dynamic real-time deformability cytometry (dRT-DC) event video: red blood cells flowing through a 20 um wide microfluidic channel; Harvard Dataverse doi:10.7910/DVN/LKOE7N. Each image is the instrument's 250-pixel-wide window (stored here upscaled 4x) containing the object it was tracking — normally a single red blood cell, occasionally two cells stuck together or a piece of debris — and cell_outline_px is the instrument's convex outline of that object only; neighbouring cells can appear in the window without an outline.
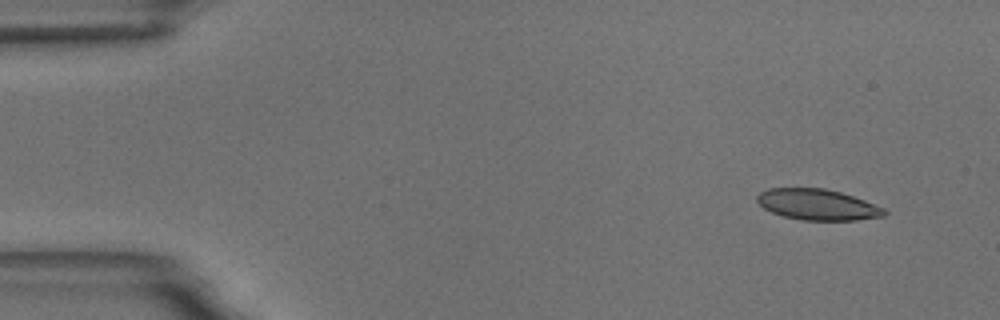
{"species": "common noctule bat (a hibernating species)", "species_latin": "Nyctalus noctula", "temperature_condition": "room temperature", "stored_images_in_passage": 54, "camera_frame_rate_fps": 3000, "um_per_image_px": 0.085, "animal": {"sex": "male", "body_mass_g": 18.8}, "frame": {"image": 1, "passage_image": 1, "time_ms": 0.0, "image_size_px": [1000, 320], "cell_outline_px": [[888, 212], [884, 216], [856, 220], [800, 220], [784, 216], [772, 212], [764, 208], [756, 200], [756, 196], [760, 192], [768, 188], [824, 188], [840, 192], [864, 200], [884, 208]], "centroid_in_image_um": [69.48, 17.39], "position_along_channel_um": 15.5, "area_um2": 22.83}}
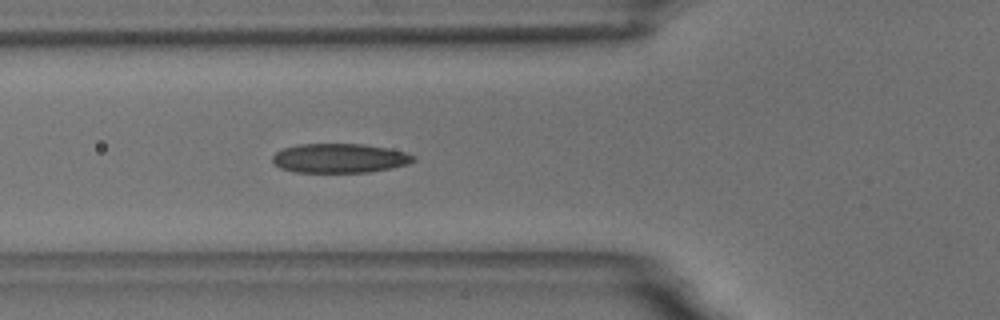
{"frame": {"image": 2, "passage_image": 17, "time_ms": 5.333, "image_size_px": [1000, 320], "cell_outline_px": [[416, 160], [408, 164], [392, 168], [368, 172], [296, 172], [280, 168], [272, 164], [272, 156], [276, 152], [284, 148], [300, 144], [364, 144], [388, 148], [404, 152], [416, 156]], "centroid_in_image_um": [28.86, 13.45], "position_along_channel_um": 96.9, "area_um2": 24.16}}
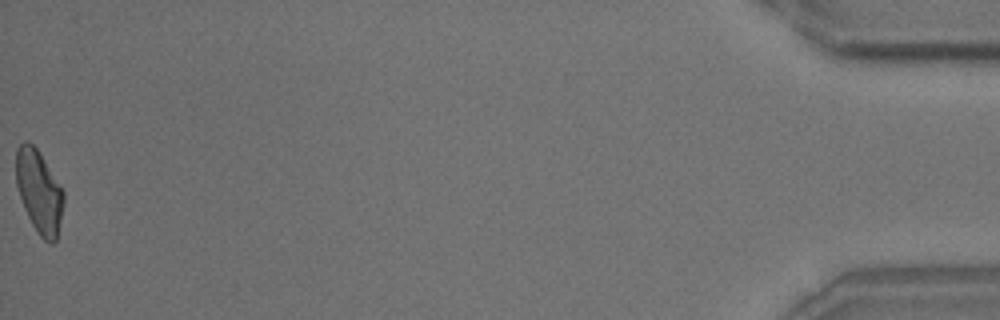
{"frame": {"image": 3, "passage_image": 54, "time_ms": 17.667, "image_size_px": [1000, 320], "cell_outline_px": [[64, 204], [56, 240], [52, 244], [48, 244], [40, 236], [32, 224], [24, 208], [16, 184], [16, 148], [24, 140], [28, 140], [36, 148], [64, 192]], "centroid_in_image_um": [3.31, 16.3], "position_along_channel_um": 431.9, "area_um2": 22.77}, "authors_computed_cell_mechanics": {"area_um2": 23.7847, "velocity_mm_per_s": 3.512, "shape_relaxation_time_tau1_ms": 7.0928, "shape_relaxation_time_tau2_ms": 2.3966, "deformation_change_tau1": 0.172, "deformation_change_tau2": 0.0989}}